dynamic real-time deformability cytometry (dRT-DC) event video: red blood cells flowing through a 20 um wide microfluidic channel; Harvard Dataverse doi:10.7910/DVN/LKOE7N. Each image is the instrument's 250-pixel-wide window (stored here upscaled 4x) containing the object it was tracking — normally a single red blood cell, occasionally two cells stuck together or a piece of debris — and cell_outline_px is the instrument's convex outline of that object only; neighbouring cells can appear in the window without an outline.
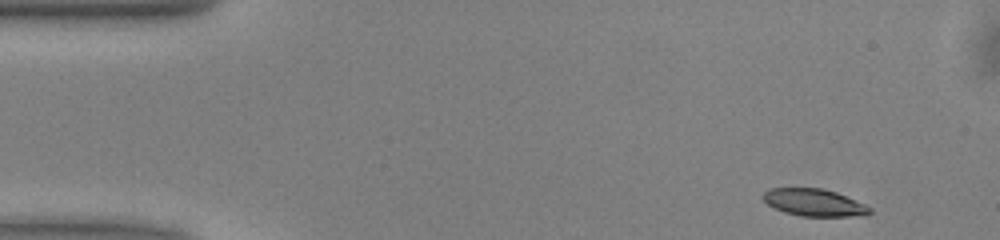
{"species": "common noctule bat (a hibernating species)", "species_latin": "Nyctalus noctula", "temperature_condition": "warm", "stored_images_in_passage": 48, "camera_frame_rate_fps": 3000, "um_per_image_px": 0.085, "animal": {"sex": "male", "body_mass_g": 13.0, "forearm_length_mm": 53.1}, "frame": {"image": 1, "passage_image": 1, "time_ms": 0.0, "image_size_px": [1000, 240], "cell_outline_px": [[872, 212], [864, 216], [800, 216], [784, 212], [768, 204], [760, 196], [768, 188], [820, 188], [836, 192], [864, 204], [872, 208]], "centroid_in_image_um": [69.19, 17.22], "position_along_channel_um": 15.8, "area_um2": 16.94}}
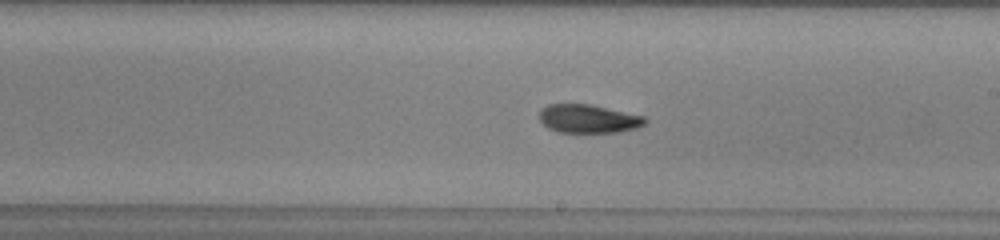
{"frame": {"image": 2, "passage_image": 25, "time_ms": 8.0, "image_size_px": [1000, 240], "cell_outline_px": [[648, 120], [644, 124], [636, 128], [620, 132], [560, 132], [548, 128], [540, 120], [540, 108], [548, 104], [588, 104], [644, 116]], "centroid_in_image_um": [50.0, 10.09], "position_along_channel_um": 239.0, "area_um2": 17.4}}
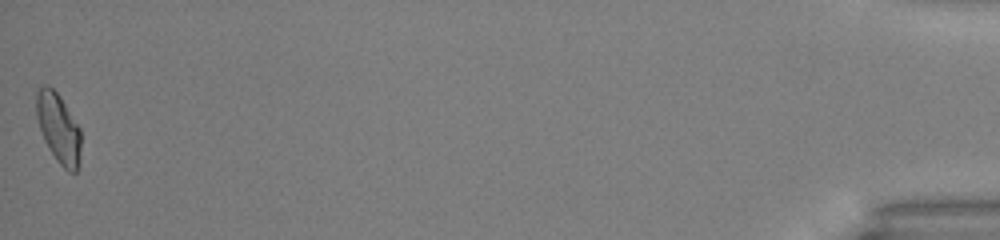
{"frame": {"image": 3, "passage_image": 47, "time_ms": 15.333, "image_size_px": [1000, 240], "cell_outline_px": [[80, 164], [76, 172], [68, 172], [56, 160], [48, 148], [44, 140], [36, 116], [36, 92], [44, 84], [48, 84], [60, 96], [80, 128]], "centroid_in_image_um": [4.97, 10.9], "position_along_channel_um": 430.2, "area_um2": 18.15}}